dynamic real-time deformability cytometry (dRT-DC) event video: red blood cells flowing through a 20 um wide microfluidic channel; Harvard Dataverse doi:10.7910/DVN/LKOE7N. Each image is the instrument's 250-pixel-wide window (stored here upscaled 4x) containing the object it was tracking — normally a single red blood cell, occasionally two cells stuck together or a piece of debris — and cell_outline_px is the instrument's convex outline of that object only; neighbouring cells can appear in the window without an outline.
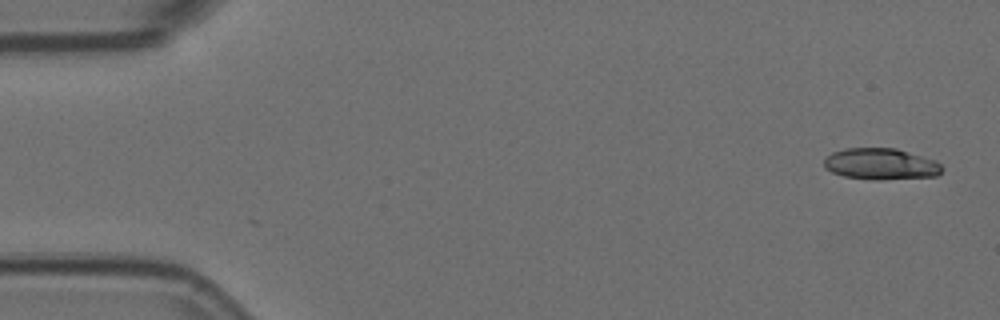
{"species": "Egyptian fruit bat (a non-hibernating species)", "species_latin": "Rousettus aegyptiacus", "temperature_condition": "room temperature", "stored_images_in_passage": 4, "camera_frame_rate_fps": 3000, "um_per_image_px": 0.085, "animal": {"sex": "female"}, "frame": {"image": 1, "passage_image": 1, "time_ms": 0.0, "image_size_px": [1000, 320], "cell_outline_px": [[944, 168], [936, 176], [880, 180], [876, 180], [844, 176], [832, 172], [824, 168], [824, 160], [832, 152], [844, 148], [896, 148], [936, 160]], "centroid_in_image_um": [74.87, 13.94], "position_along_channel_um": 10.1, "area_um2": 21.62}}
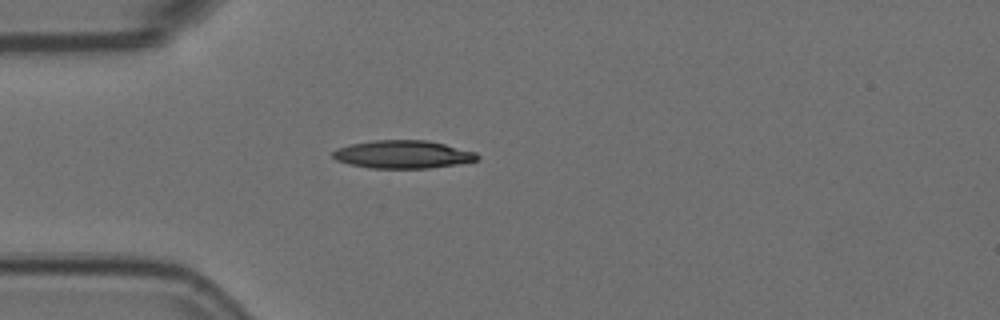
{"frame": {"image": 2, "passage_image": 4, "time_ms": 1.0, "image_size_px": [1000, 320], "cell_outline_px": [[480, 156], [476, 160], [456, 164], [428, 168], [368, 168], [348, 164], [336, 160], [332, 156], [332, 152], [336, 148], [348, 144], [372, 140], [428, 140], [476, 152]], "centroid_in_image_um": [34.18, 13.12], "position_along_channel_um": 50.8, "area_um2": 23.64}}